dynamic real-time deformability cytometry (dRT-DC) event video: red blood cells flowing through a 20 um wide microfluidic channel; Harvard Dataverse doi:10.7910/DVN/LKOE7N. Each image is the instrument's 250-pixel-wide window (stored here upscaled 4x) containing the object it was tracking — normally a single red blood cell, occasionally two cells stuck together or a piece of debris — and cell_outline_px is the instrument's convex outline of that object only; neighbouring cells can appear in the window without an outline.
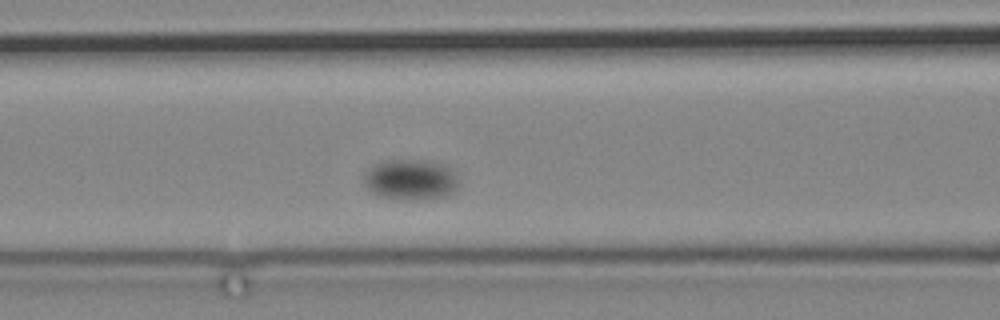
{"species": "common noctule bat (a hibernating species)", "species_latin": "Nyctalus noctula", "temperature_condition": "cold", "stored_images_in_passage": 4, "camera_frame_rate_fps": 3000, "um_per_image_px": 0.085, "animal": {"sex": "male", "body_mass_g": 19.2, "forearm_length_mm": 51.8}, "frame": {"image": 1, "passage_image": 4, "time_ms": 3.333, "image_size_px": [1000, 320], "cell_outline_px": [[460, 180], [456, 188], [452, 192], [444, 196], [404, 200], [380, 196], [372, 192], [360, 180], [368, 168], [384, 160], [412, 160], [440, 164], [452, 168]], "centroid_in_image_um": [34.86, 15.26], "position_along_channel_um": 131.7, "area_um2": 22.31}}